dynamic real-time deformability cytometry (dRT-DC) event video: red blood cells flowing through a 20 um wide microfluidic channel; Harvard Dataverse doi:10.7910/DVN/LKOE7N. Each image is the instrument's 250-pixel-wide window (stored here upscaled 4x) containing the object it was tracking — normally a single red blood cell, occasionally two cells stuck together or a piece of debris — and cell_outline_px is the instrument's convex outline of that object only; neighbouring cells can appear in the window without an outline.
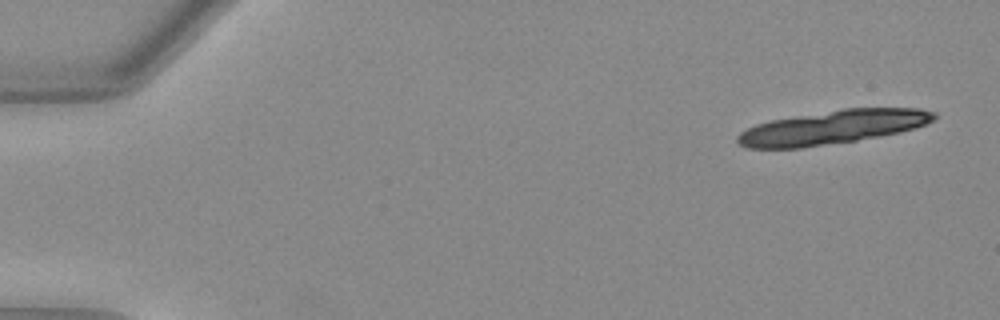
{"species": "Egyptian fruit bat (a non-hibernating species)", "species_latin": "Rousettus aegyptiacus", "temperature_condition": "warm", "stored_images_in_passage": 6, "camera_frame_rate_fps": 3000, "um_per_image_px": 0.085, "animal": {"sex": "female"}, "frame": {"image": 1, "passage_image": 3, "time_ms": 0.667, "image_size_px": [1000, 320], "cell_outline_px": [[936, 116], [932, 120], [924, 124], [912, 128], [896, 132], [856, 140], [800, 148], [748, 148], [740, 144], [736, 140], [736, 136], [740, 132], [756, 124], [768, 120], [844, 108], [920, 108], [936, 112]], "centroid_in_image_um": [70.71, 10.8], "position_along_channel_um": 14.3, "area_um2": 38.26}}